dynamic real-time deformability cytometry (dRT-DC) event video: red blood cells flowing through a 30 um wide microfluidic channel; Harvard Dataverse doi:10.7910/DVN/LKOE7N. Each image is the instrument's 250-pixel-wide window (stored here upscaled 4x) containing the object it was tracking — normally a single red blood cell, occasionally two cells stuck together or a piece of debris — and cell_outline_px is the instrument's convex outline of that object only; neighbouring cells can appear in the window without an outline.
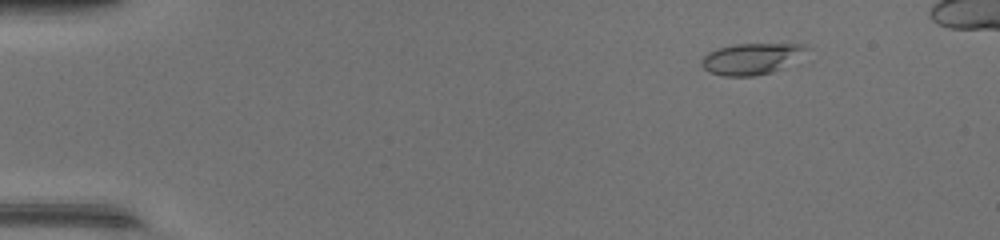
{"species": "common noctule bat (a hibernating species)", "species_latin": "Nyctalus noctula", "temperature_condition": "warm", "stored_images_in_passage": 47, "camera_frame_rate_fps": 3000, "um_per_image_px": 0.085, "animal": {"sex": "female", "body_mass_g": 17.0, "forearm_length_mm": 48.0}, "frame": {"image": 1, "passage_image": 7, "time_ms": 2.0, "image_size_px": [1000, 240], "cell_outline_px": [[808, 48], [780, 68], [772, 72], [752, 76], [724, 76], [708, 72], [700, 64], [700, 60], [708, 52], [716, 48], [736, 44], [804, 44]], "centroid_in_image_um": [63.74, 4.99], "position_along_channel_um": 21.3, "area_um2": 18.61}}
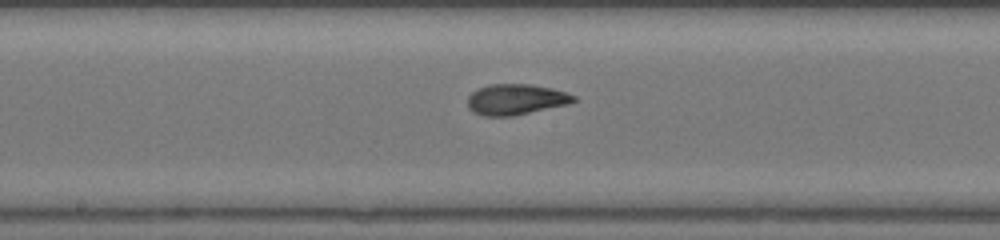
{"frame": {"image": 2, "passage_image": 27, "time_ms": 8.667, "image_size_px": [1000, 240], "cell_outline_px": [[576, 100], [568, 104], [512, 116], [484, 116], [472, 112], [468, 108], [468, 96], [472, 92], [480, 88], [492, 84], [532, 84], [552, 88], [576, 96]], "centroid_in_image_um": [43.83, 8.45], "position_along_channel_um": 204.4, "area_um2": 18.9}}
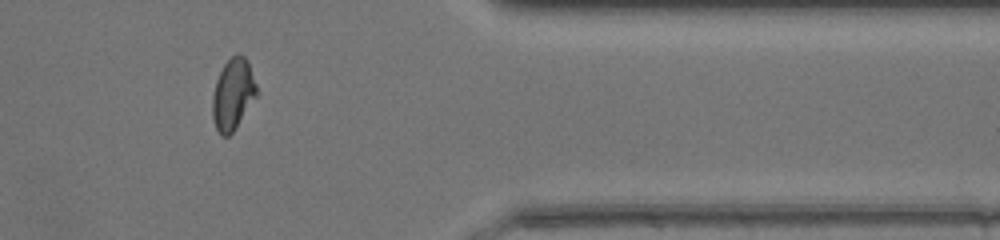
{"frame": {"image": 3, "passage_image": 41, "time_ms": 13.333, "image_size_px": [1000, 240], "cell_outline_px": [[260, 92], [232, 132], [228, 136], [220, 136], [216, 128], [212, 116], [212, 96], [216, 80], [224, 64], [236, 52], [240, 52], [248, 60]], "centroid_in_image_um": [19.82, 7.97], "position_along_channel_um": 391.6, "area_um2": 18.67}}